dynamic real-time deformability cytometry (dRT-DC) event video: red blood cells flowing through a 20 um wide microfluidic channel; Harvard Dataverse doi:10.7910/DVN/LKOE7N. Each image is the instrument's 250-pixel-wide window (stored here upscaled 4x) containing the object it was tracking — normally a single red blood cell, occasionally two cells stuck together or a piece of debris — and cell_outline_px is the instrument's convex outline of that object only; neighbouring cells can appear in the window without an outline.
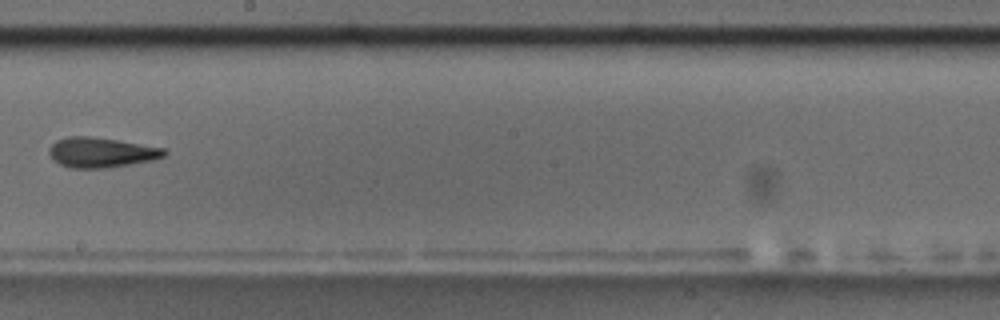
{"species": "common noctule bat (a hibernating species)", "species_latin": "Nyctalus noctula", "temperature_condition": "room temperature", "stored_images_in_passage": 11, "camera_frame_rate_fps": 3000, "um_per_image_px": 0.085, "animal": {"sex": "male", "body_mass_g": 17.5, "forearm_length_mm": 52.3}, "frame": {"image": 1, "passage_image": 10, "time_ms": 11.333, "image_size_px": [1000, 320], "cell_outline_px": [[168, 152], [164, 156], [152, 160], [108, 168], [72, 168], [60, 164], [52, 160], [48, 152], [48, 148], [56, 140], [68, 136], [88, 136], [116, 140], [164, 148]], "centroid_in_image_um": [8.56, 12.96], "position_along_channel_um": 239.6, "area_um2": 20.11}}
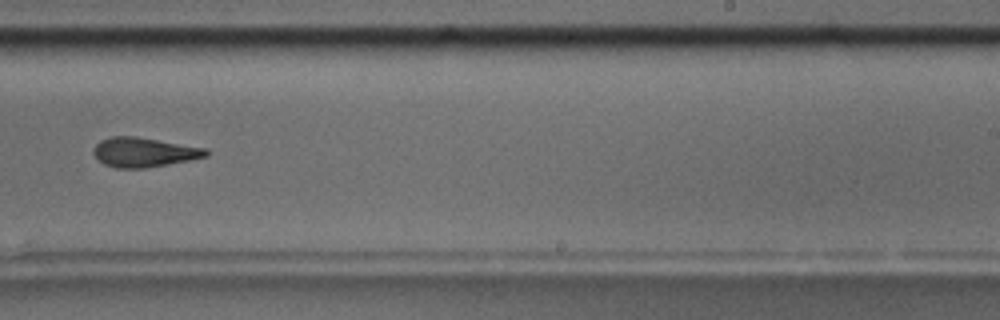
{"frame": {"image": 2, "passage_image": 11, "time_ms": 12.333, "image_size_px": [1000, 320], "cell_outline_px": [[208, 156], [168, 164], [144, 168], [116, 168], [104, 164], [92, 152], [92, 148], [100, 140], [112, 136], [136, 136], [208, 148]], "centroid_in_image_um": [12.23, 12.93], "position_along_channel_um": 276.8, "area_um2": 19.36}}